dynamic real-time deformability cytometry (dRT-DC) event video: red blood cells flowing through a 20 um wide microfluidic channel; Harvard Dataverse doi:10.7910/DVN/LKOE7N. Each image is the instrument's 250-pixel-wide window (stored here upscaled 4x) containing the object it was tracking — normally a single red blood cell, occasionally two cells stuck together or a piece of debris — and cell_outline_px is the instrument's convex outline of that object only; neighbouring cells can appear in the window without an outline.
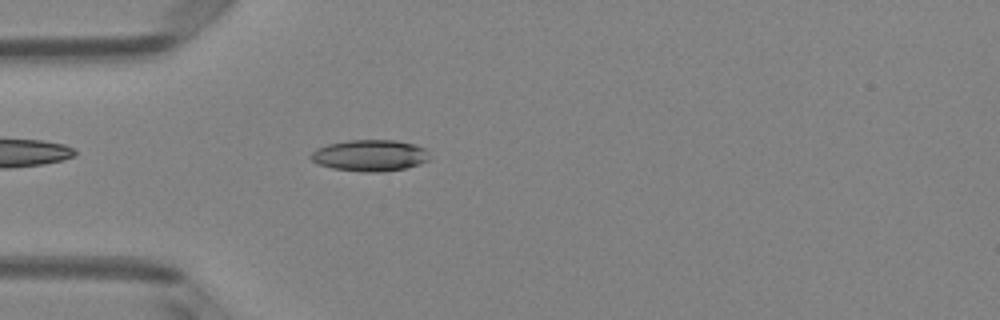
{"species": "Egyptian fruit bat (a non-hibernating species)", "species_latin": "Rousettus aegyptiacus", "temperature_condition": "room temperature", "stored_images_in_passage": 4, "camera_frame_rate_fps": 3000, "um_per_image_px": 0.085, "animal": {"sex": "female"}, "frame": {"image": 1, "passage_image": 4, "time_ms": 1.0, "image_size_px": [1000, 320], "cell_outline_px": [[428, 160], [420, 164], [404, 168], [380, 172], [364, 172], [332, 168], [320, 164], [312, 160], [308, 156], [316, 148], [328, 144], [348, 140], [396, 140], [416, 144], [424, 148], [428, 152]], "centroid_in_image_um": [31.44, 13.2], "position_along_channel_um": 53.6, "area_um2": 21.73}}